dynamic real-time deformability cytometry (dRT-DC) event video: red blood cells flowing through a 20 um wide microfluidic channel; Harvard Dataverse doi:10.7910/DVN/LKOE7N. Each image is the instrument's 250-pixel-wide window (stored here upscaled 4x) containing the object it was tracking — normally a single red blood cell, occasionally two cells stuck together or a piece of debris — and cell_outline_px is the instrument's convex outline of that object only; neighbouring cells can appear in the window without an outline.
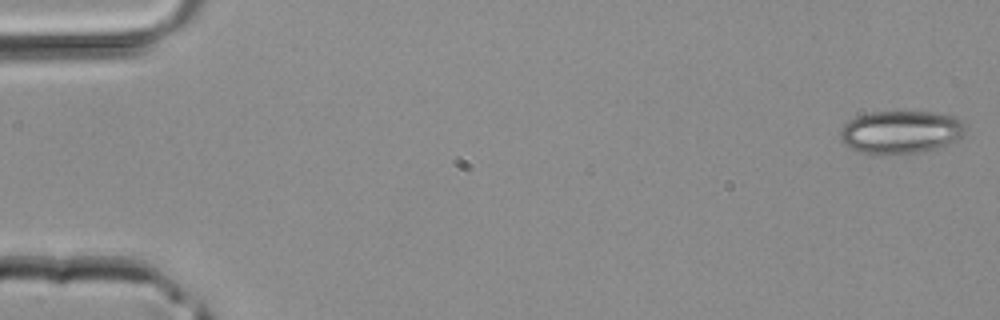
{"species": "common noctule bat (a hibernating species)", "species_latin": "Nyctalus noctula", "temperature_condition": "room temperature", "stored_images_in_passage": 42, "camera_frame_rate_fps": 3000, "um_per_image_px": 0.085, "animal": {"sex": "male", "body_mass_g": 20.4}, "frame": {"image": 1, "passage_image": 1, "time_ms": 0.0, "image_size_px": [1000, 320], "cell_outline_px": [[964, 136], [948, 144], [924, 152], [856, 152], [844, 144], [840, 136], [840, 132], [844, 124], [848, 120], [856, 116], [872, 112], [936, 112], [956, 116], [964, 124]], "centroid_in_image_um": [76.58, 11.19], "position_along_channel_um": 8.4, "area_um2": 30.98}}
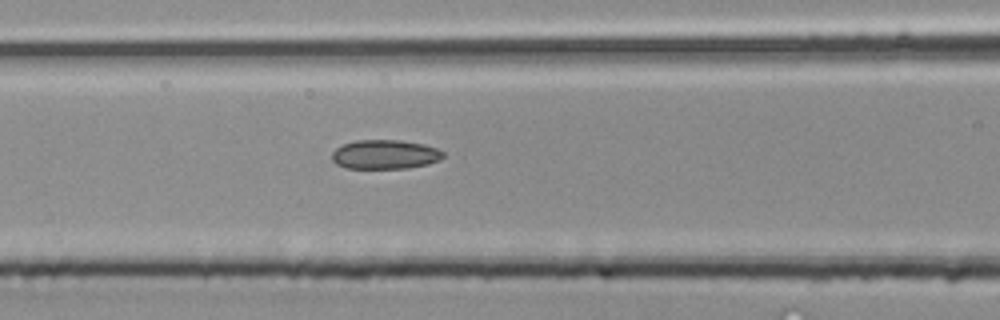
{"frame": {"image": 2, "passage_image": 18, "time_ms": 5.667, "image_size_px": [1000, 320], "cell_outline_px": [[444, 156], [440, 160], [428, 164], [408, 168], [348, 168], [336, 164], [332, 160], [332, 152], [336, 148], [344, 144], [356, 140], [400, 140], [424, 144], [436, 148], [444, 152]], "centroid_in_image_um": [32.74, 13.12], "position_along_channel_um": 133.9, "area_um2": 18.96}}
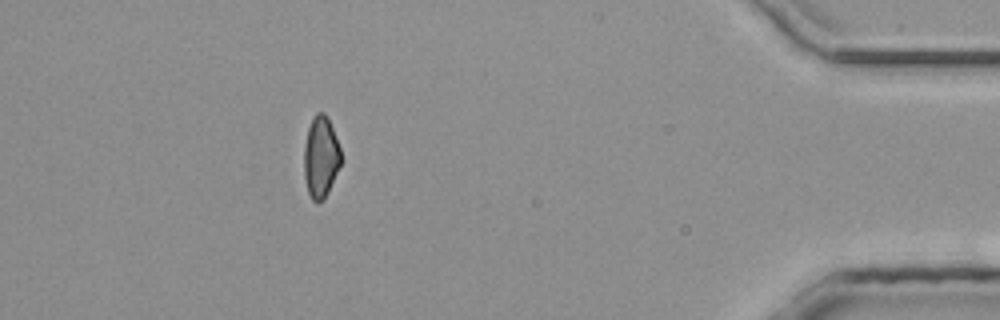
{"frame": {"image": 3, "passage_image": 38, "time_ms": 12.333, "image_size_px": [1000, 320], "cell_outline_px": [[340, 164], [328, 192], [324, 200], [316, 204], [312, 200], [308, 192], [304, 176], [304, 144], [308, 128], [312, 116], [316, 112], [324, 112], [328, 116], [340, 148]], "centroid_in_image_um": [27.24, 13.33], "position_along_channel_um": 408.0, "area_um2": 17.63}}